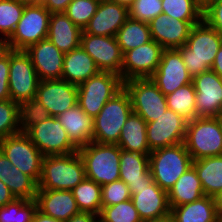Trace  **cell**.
<instances>
[{
  "mask_svg": "<svg viewBox=\"0 0 222 222\" xmlns=\"http://www.w3.org/2000/svg\"><path fill=\"white\" fill-rule=\"evenodd\" d=\"M221 46L222 34L202 20L192 26L186 44L177 48V50L193 78L211 70Z\"/></svg>",
  "mask_w": 222,
  "mask_h": 222,
  "instance_id": "6da1fadb",
  "label": "cell"
},
{
  "mask_svg": "<svg viewBox=\"0 0 222 222\" xmlns=\"http://www.w3.org/2000/svg\"><path fill=\"white\" fill-rule=\"evenodd\" d=\"M85 177V165L78 151L44 156L38 190H72Z\"/></svg>",
  "mask_w": 222,
  "mask_h": 222,
  "instance_id": "7a4b0ae2",
  "label": "cell"
},
{
  "mask_svg": "<svg viewBox=\"0 0 222 222\" xmlns=\"http://www.w3.org/2000/svg\"><path fill=\"white\" fill-rule=\"evenodd\" d=\"M192 164L193 159L184 142L156 149L149 154V169L153 181L167 192Z\"/></svg>",
  "mask_w": 222,
  "mask_h": 222,
  "instance_id": "3957f363",
  "label": "cell"
},
{
  "mask_svg": "<svg viewBox=\"0 0 222 222\" xmlns=\"http://www.w3.org/2000/svg\"><path fill=\"white\" fill-rule=\"evenodd\" d=\"M85 165L86 178L100 186L120 180V147L94 141L78 149Z\"/></svg>",
  "mask_w": 222,
  "mask_h": 222,
  "instance_id": "277c9868",
  "label": "cell"
},
{
  "mask_svg": "<svg viewBox=\"0 0 222 222\" xmlns=\"http://www.w3.org/2000/svg\"><path fill=\"white\" fill-rule=\"evenodd\" d=\"M132 112L130 96L123 87L93 119V141L101 144H117L121 130Z\"/></svg>",
  "mask_w": 222,
  "mask_h": 222,
  "instance_id": "5b68a950",
  "label": "cell"
},
{
  "mask_svg": "<svg viewBox=\"0 0 222 222\" xmlns=\"http://www.w3.org/2000/svg\"><path fill=\"white\" fill-rule=\"evenodd\" d=\"M193 160L222 155V130L216 117H196L187 123L184 140Z\"/></svg>",
  "mask_w": 222,
  "mask_h": 222,
  "instance_id": "8992f818",
  "label": "cell"
},
{
  "mask_svg": "<svg viewBox=\"0 0 222 222\" xmlns=\"http://www.w3.org/2000/svg\"><path fill=\"white\" fill-rule=\"evenodd\" d=\"M122 88L123 81L119 75L100 71L78 85V105L94 119Z\"/></svg>",
  "mask_w": 222,
  "mask_h": 222,
  "instance_id": "52a82bcc",
  "label": "cell"
},
{
  "mask_svg": "<svg viewBox=\"0 0 222 222\" xmlns=\"http://www.w3.org/2000/svg\"><path fill=\"white\" fill-rule=\"evenodd\" d=\"M133 112L146 122H153L168 110L165 95L150 78H132L123 82Z\"/></svg>",
  "mask_w": 222,
  "mask_h": 222,
  "instance_id": "ba28073f",
  "label": "cell"
},
{
  "mask_svg": "<svg viewBox=\"0 0 222 222\" xmlns=\"http://www.w3.org/2000/svg\"><path fill=\"white\" fill-rule=\"evenodd\" d=\"M0 151L10 160L12 165L32 177L37 183L39 182L44 155L25 132L1 139Z\"/></svg>",
  "mask_w": 222,
  "mask_h": 222,
  "instance_id": "9c48e42d",
  "label": "cell"
},
{
  "mask_svg": "<svg viewBox=\"0 0 222 222\" xmlns=\"http://www.w3.org/2000/svg\"><path fill=\"white\" fill-rule=\"evenodd\" d=\"M40 79L31 57L24 50H10L9 92L10 99L18 104L34 99Z\"/></svg>",
  "mask_w": 222,
  "mask_h": 222,
  "instance_id": "30bf717a",
  "label": "cell"
},
{
  "mask_svg": "<svg viewBox=\"0 0 222 222\" xmlns=\"http://www.w3.org/2000/svg\"><path fill=\"white\" fill-rule=\"evenodd\" d=\"M50 12L42 5H25L15 31L8 39L12 50H27L47 38Z\"/></svg>",
  "mask_w": 222,
  "mask_h": 222,
  "instance_id": "8fae6325",
  "label": "cell"
},
{
  "mask_svg": "<svg viewBox=\"0 0 222 222\" xmlns=\"http://www.w3.org/2000/svg\"><path fill=\"white\" fill-rule=\"evenodd\" d=\"M25 133L44 156L65 155L78 151L56 117L51 116L42 123L33 125Z\"/></svg>",
  "mask_w": 222,
  "mask_h": 222,
  "instance_id": "7c38bea8",
  "label": "cell"
},
{
  "mask_svg": "<svg viewBox=\"0 0 222 222\" xmlns=\"http://www.w3.org/2000/svg\"><path fill=\"white\" fill-rule=\"evenodd\" d=\"M188 120L168 109L157 120L147 123L146 134L150 151L183 143Z\"/></svg>",
  "mask_w": 222,
  "mask_h": 222,
  "instance_id": "4fadbf2b",
  "label": "cell"
},
{
  "mask_svg": "<svg viewBox=\"0 0 222 222\" xmlns=\"http://www.w3.org/2000/svg\"><path fill=\"white\" fill-rule=\"evenodd\" d=\"M80 46L93 58L100 71L121 77L123 53L116 37L82 33Z\"/></svg>",
  "mask_w": 222,
  "mask_h": 222,
  "instance_id": "5bb4252c",
  "label": "cell"
},
{
  "mask_svg": "<svg viewBox=\"0 0 222 222\" xmlns=\"http://www.w3.org/2000/svg\"><path fill=\"white\" fill-rule=\"evenodd\" d=\"M149 78L165 96L192 83L193 79L177 49L163 50L157 70Z\"/></svg>",
  "mask_w": 222,
  "mask_h": 222,
  "instance_id": "9a60e30c",
  "label": "cell"
},
{
  "mask_svg": "<svg viewBox=\"0 0 222 222\" xmlns=\"http://www.w3.org/2000/svg\"><path fill=\"white\" fill-rule=\"evenodd\" d=\"M35 99L57 117L78 104V85L63 79L41 80Z\"/></svg>",
  "mask_w": 222,
  "mask_h": 222,
  "instance_id": "2e32d148",
  "label": "cell"
},
{
  "mask_svg": "<svg viewBox=\"0 0 222 222\" xmlns=\"http://www.w3.org/2000/svg\"><path fill=\"white\" fill-rule=\"evenodd\" d=\"M164 48L153 39L123 54L122 81L132 78H149L161 60Z\"/></svg>",
  "mask_w": 222,
  "mask_h": 222,
  "instance_id": "e0dca14e",
  "label": "cell"
},
{
  "mask_svg": "<svg viewBox=\"0 0 222 222\" xmlns=\"http://www.w3.org/2000/svg\"><path fill=\"white\" fill-rule=\"evenodd\" d=\"M196 117H216L222 112V78L212 70L193 77Z\"/></svg>",
  "mask_w": 222,
  "mask_h": 222,
  "instance_id": "ac0fdd59",
  "label": "cell"
},
{
  "mask_svg": "<svg viewBox=\"0 0 222 222\" xmlns=\"http://www.w3.org/2000/svg\"><path fill=\"white\" fill-rule=\"evenodd\" d=\"M201 21H181L160 14L149 23L151 38L164 49H177L186 44L193 25Z\"/></svg>",
  "mask_w": 222,
  "mask_h": 222,
  "instance_id": "d6986e66",
  "label": "cell"
},
{
  "mask_svg": "<svg viewBox=\"0 0 222 222\" xmlns=\"http://www.w3.org/2000/svg\"><path fill=\"white\" fill-rule=\"evenodd\" d=\"M41 80L61 79L64 53L48 38L42 39L25 50Z\"/></svg>",
  "mask_w": 222,
  "mask_h": 222,
  "instance_id": "ffe728a7",
  "label": "cell"
},
{
  "mask_svg": "<svg viewBox=\"0 0 222 222\" xmlns=\"http://www.w3.org/2000/svg\"><path fill=\"white\" fill-rule=\"evenodd\" d=\"M128 18L127 7L110 0H101L96 13L82 33L116 37L119 28Z\"/></svg>",
  "mask_w": 222,
  "mask_h": 222,
  "instance_id": "44dd1931",
  "label": "cell"
},
{
  "mask_svg": "<svg viewBox=\"0 0 222 222\" xmlns=\"http://www.w3.org/2000/svg\"><path fill=\"white\" fill-rule=\"evenodd\" d=\"M131 200L142 221L170 215L168 192L154 181L142 189H135L131 194Z\"/></svg>",
  "mask_w": 222,
  "mask_h": 222,
  "instance_id": "7402d4cb",
  "label": "cell"
},
{
  "mask_svg": "<svg viewBox=\"0 0 222 222\" xmlns=\"http://www.w3.org/2000/svg\"><path fill=\"white\" fill-rule=\"evenodd\" d=\"M37 210L54 219L67 221L80 213L72 190H37Z\"/></svg>",
  "mask_w": 222,
  "mask_h": 222,
  "instance_id": "603a6c76",
  "label": "cell"
},
{
  "mask_svg": "<svg viewBox=\"0 0 222 222\" xmlns=\"http://www.w3.org/2000/svg\"><path fill=\"white\" fill-rule=\"evenodd\" d=\"M120 180L124 181L131 192L142 189L153 182L149 169V154L120 149Z\"/></svg>",
  "mask_w": 222,
  "mask_h": 222,
  "instance_id": "cb8c5ba5",
  "label": "cell"
},
{
  "mask_svg": "<svg viewBox=\"0 0 222 222\" xmlns=\"http://www.w3.org/2000/svg\"><path fill=\"white\" fill-rule=\"evenodd\" d=\"M72 142L80 149L93 141L94 120L77 104L56 117Z\"/></svg>",
  "mask_w": 222,
  "mask_h": 222,
  "instance_id": "d4e9b609",
  "label": "cell"
},
{
  "mask_svg": "<svg viewBox=\"0 0 222 222\" xmlns=\"http://www.w3.org/2000/svg\"><path fill=\"white\" fill-rule=\"evenodd\" d=\"M83 30L65 13H51L47 38L64 54L80 46Z\"/></svg>",
  "mask_w": 222,
  "mask_h": 222,
  "instance_id": "484cf974",
  "label": "cell"
},
{
  "mask_svg": "<svg viewBox=\"0 0 222 222\" xmlns=\"http://www.w3.org/2000/svg\"><path fill=\"white\" fill-rule=\"evenodd\" d=\"M99 72L93 58L81 46L64 54L61 79L79 85Z\"/></svg>",
  "mask_w": 222,
  "mask_h": 222,
  "instance_id": "4316f807",
  "label": "cell"
},
{
  "mask_svg": "<svg viewBox=\"0 0 222 222\" xmlns=\"http://www.w3.org/2000/svg\"><path fill=\"white\" fill-rule=\"evenodd\" d=\"M170 209L173 222H219L212 196L205 195L199 200Z\"/></svg>",
  "mask_w": 222,
  "mask_h": 222,
  "instance_id": "83f0119b",
  "label": "cell"
},
{
  "mask_svg": "<svg viewBox=\"0 0 222 222\" xmlns=\"http://www.w3.org/2000/svg\"><path fill=\"white\" fill-rule=\"evenodd\" d=\"M147 123L134 112L127 118L117 145L120 149L140 154H150L146 134Z\"/></svg>",
  "mask_w": 222,
  "mask_h": 222,
  "instance_id": "f1b7e54d",
  "label": "cell"
},
{
  "mask_svg": "<svg viewBox=\"0 0 222 222\" xmlns=\"http://www.w3.org/2000/svg\"><path fill=\"white\" fill-rule=\"evenodd\" d=\"M205 196L200 179L193 166L184 172L168 191L170 207L188 204Z\"/></svg>",
  "mask_w": 222,
  "mask_h": 222,
  "instance_id": "f546056e",
  "label": "cell"
},
{
  "mask_svg": "<svg viewBox=\"0 0 222 222\" xmlns=\"http://www.w3.org/2000/svg\"><path fill=\"white\" fill-rule=\"evenodd\" d=\"M192 166L206 196L215 197L222 192V155L193 160Z\"/></svg>",
  "mask_w": 222,
  "mask_h": 222,
  "instance_id": "4dcf8cb0",
  "label": "cell"
},
{
  "mask_svg": "<svg viewBox=\"0 0 222 222\" xmlns=\"http://www.w3.org/2000/svg\"><path fill=\"white\" fill-rule=\"evenodd\" d=\"M116 39L123 54L152 40L148 23L130 18L119 28Z\"/></svg>",
  "mask_w": 222,
  "mask_h": 222,
  "instance_id": "1f68e13d",
  "label": "cell"
},
{
  "mask_svg": "<svg viewBox=\"0 0 222 222\" xmlns=\"http://www.w3.org/2000/svg\"><path fill=\"white\" fill-rule=\"evenodd\" d=\"M72 193L80 212L99 216L102 208L101 186L99 184L85 177L72 189Z\"/></svg>",
  "mask_w": 222,
  "mask_h": 222,
  "instance_id": "d6a6232c",
  "label": "cell"
},
{
  "mask_svg": "<svg viewBox=\"0 0 222 222\" xmlns=\"http://www.w3.org/2000/svg\"><path fill=\"white\" fill-rule=\"evenodd\" d=\"M168 109L185 117L188 121L196 118V92L193 82L165 96Z\"/></svg>",
  "mask_w": 222,
  "mask_h": 222,
  "instance_id": "836d02e7",
  "label": "cell"
},
{
  "mask_svg": "<svg viewBox=\"0 0 222 222\" xmlns=\"http://www.w3.org/2000/svg\"><path fill=\"white\" fill-rule=\"evenodd\" d=\"M9 188L15 198L35 199L38 183L29 175L21 172L14 165L5 174V181H2Z\"/></svg>",
  "mask_w": 222,
  "mask_h": 222,
  "instance_id": "e575fe53",
  "label": "cell"
},
{
  "mask_svg": "<svg viewBox=\"0 0 222 222\" xmlns=\"http://www.w3.org/2000/svg\"><path fill=\"white\" fill-rule=\"evenodd\" d=\"M36 211L35 199L15 198L12 202L0 207V222H33Z\"/></svg>",
  "mask_w": 222,
  "mask_h": 222,
  "instance_id": "d590c367",
  "label": "cell"
},
{
  "mask_svg": "<svg viewBox=\"0 0 222 222\" xmlns=\"http://www.w3.org/2000/svg\"><path fill=\"white\" fill-rule=\"evenodd\" d=\"M162 13L181 21L203 20V9L195 0H162Z\"/></svg>",
  "mask_w": 222,
  "mask_h": 222,
  "instance_id": "8d00e7d4",
  "label": "cell"
},
{
  "mask_svg": "<svg viewBox=\"0 0 222 222\" xmlns=\"http://www.w3.org/2000/svg\"><path fill=\"white\" fill-rule=\"evenodd\" d=\"M25 9L18 0H0V36L11 37Z\"/></svg>",
  "mask_w": 222,
  "mask_h": 222,
  "instance_id": "74e56055",
  "label": "cell"
},
{
  "mask_svg": "<svg viewBox=\"0 0 222 222\" xmlns=\"http://www.w3.org/2000/svg\"><path fill=\"white\" fill-rule=\"evenodd\" d=\"M51 115L35 98L19 104V129L26 132L33 125L42 123Z\"/></svg>",
  "mask_w": 222,
  "mask_h": 222,
  "instance_id": "f35d334b",
  "label": "cell"
},
{
  "mask_svg": "<svg viewBox=\"0 0 222 222\" xmlns=\"http://www.w3.org/2000/svg\"><path fill=\"white\" fill-rule=\"evenodd\" d=\"M99 222H142L131 199L118 204L102 207Z\"/></svg>",
  "mask_w": 222,
  "mask_h": 222,
  "instance_id": "ab89813d",
  "label": "cell"
},
{
  "mask_svg": "<svg viewBox=\"0 0 222 222\" xmlns=\"http://www.w3.org/2000/svg\"><path fill=\"white\" fill-rule=\"evenodd\" d=\"M101 0H72L65 10V14L80 29L88 25L92 16L96 13Z\"/></svg>",
  "mask_w": 222,
  "mask_h": 222,
  "instance_id": "60d3db41",
  "label": "cell"
},
{
  "mask_svg": "<svg viewBox=\"0 0 222 222\" xmlns=\"http://www.w3.org/2000/svg\"><path fill=\"white\" fill-rule=\"evenodd\" d=\"M19 132V104L11 99L0 101V140Z\"/></svg>",
  "mask_w": 222,
  "mask_h": 222,
  "instance_id": "b9f144b4",
  "label": "cell"
},
{
  "mask_svg": "<svg viewBox=\"0 0 222 222\" xmlns=\"http://www.w3.org/2000/svg\"><path fill=\"white\" fill-rule=\"evenodd\" d=\"M128 13L130 19L149 23L162 14V0H135Z\"/></svg>",
  "mask_w": 222,
  "mask_h": 222,
  "instance_id": "7bdbcfd3",
  "label": "cell"
},
{
  "mask_svg": "<svg viewBox=\"0 0 222 222\" xmlns=\"http://www.w3.org/2000/svg\"><path fill=\"white\" fill-rule=\"evenodd\" d=\"M129 199H131V192L128 185L122 180L101 186L102 207L112 206Z\"/></svg>",
  "mask_w": 222,
  "mask_h": 222,
  "instance_id": "ee69618b",
  "label": "cell"
},
{
  "mask_svg": "<svg viewBox=\"0 0 222 222\" xmlns=\"http://www.w3.org/2000/svg\"><path fill=\"white\" fill-rule=\"evenodd\" d=\"M203 20L222 33V0H216L203 10Z\"/></svg>",
  "mask_w": 222,
  "mask_h": 222,
  "instance_id": "f6af8a7d",
  "label": "cell"
},
{
  "mask_svg": "<svg viewBox=\"0 0 222 222\" xmlns=\"http://www.w3.org/2000/svg\"><path fill=\"white\" fill-rule=\"evenodd\" d=\"M9 68H10V51L0 58V101L9 100Z\"/></svg>",
  "mask_w": 222,
  "mask_h": 222,
  "instance_id": "bcb514c9",
  "label": "cell"
},
{
  "mask_svg": "<svg viewBox=\"0 0 222 222\" xmlns=\"http://www.w3.org/2000/svg\"><path fill=\"white\" fill-rule=\"evenodd\" d=\"M72 0H43L42 5L50 13H64Z\"/></svg>",
  "mask_w": 222,
  "mask_h": 222,
  "instance_id": "7dc6e473",
  "label": "cell"
},
{
  "mask_svg": "<svg viewBox=\"0 0 222 222\" xmlns=\"http://www.w3.org/2000/svg\"><path fill=\"white\" fill-rule=\"evenodd\" d=\"M15 196L10 192L7 185L0 180V207L5 206L7 203L12 202Z\"/></svg>",
  "mask_w": 222,
  "mask_h": 222,
  "instance_id": "c3c4849f",
  "label": "cell"
},
{
  "mask_svg": "<svg viewBox=\"0 0 222 222\" xmlns=\"http://www.w3.org/2000/svg\"><path fill=\"white\" fill-rule=\"evenodd\" d=\"M65 222H99V216L92 213L80 212Z\"/></svg>",
  "mask_w": 222,
  "mask_h": 222,
  "instance_id": "681fc988",
  "label": "cell"
},
{
  "mask_svg": "<svg viewBox=\"0 0 222 222\" xmlns=\"http://www.w3.org/2000/svg\"><path fill=\"white\" fill-rule=\"evenodd\" d=\"M12 163L10 160L0 151V180L5 181V174L8 169H11Z\"/></svg>",
  "mask_w": 222,
  "mask_h": 222,
  "instance_id": "f907efd6",
  "label": "cell"
},
{
  "mask_svg": "<svg viewBox=\"0 0 222 222\" xmlns=\"http://www.w3.org/2000/svg\"><path fill=\"white\" fill-rule=\"evenodd\" d=\"M211 70L222 78V46L216 54L215 60L211 66Z\"/></svg>",
  "mask_w": 222,
  "mask_h": 222,
  "instance_id": "816d5d0a",
  "label": "cell"
},
{
  "mask_svg": "<svg viewBox=\"0 0 222 222\" xmlns=\"http://www.w3.org/2000/svg\"><path fill=\"white\" fill-rule=\"evenodd\" d=\"M33 222H64V221L54 219L50 216L42 214L40 211L37 210L34 214Z\"/></svg>",
  "mask_w": 222,
  "mask_h": 222,
  "instance_id": "f5cc1de1",
  "label": "cell"
},
{
  "mask_svg": "<svg viewBox=\"0 0 222 222\" xmlns=\"http://www.w3.org/2000/svg\"><path fill=\"white\" fill-rule=\"evenodd\" d=\"M216 204V215L219 222H222V192L217 194L215 197Z\"/></svg>",
  "mask_w": 222,
  "mask_h": 222,
  "instance_id": "db71d44e",
  "label": "cell"
},
{
  "mask_svg": "<svg viewBox=\"0 0 222 222\" xmlns=\"http://www.w3.org/2000/svg\"><path fill=\"white\" fill-rule=\"evenodd\" d=\"M10 50L8 39L0 36V58L4 57Z\"/></svg>",
  "mask_w": 222,
  "mask_h": 222,
  "instance_id": "11a10c76",
  "label": "cell"
},
{
  "mask_svg": "<svg viewBox=\"0 0 222 222\" xmlns=\"http://www.w3.org/2000/svg\"><path fill=\"white\" fill-rule=\"evenodd\" d=\"M142 222H173V219H172L171 215H167L162 218L146 220V221H142Z\"/></svg>",
  "mask_w": 222,
  "mask_h": 222,
  "instance_id": "9f6ffc18",
  "label": "cell"
},
{
  "mask_svg": "<svg viewBox=\"0 0 222 222\" xmlns=\"http://www.w3.org/2000/svg\"><path fill=\"white\" fill-rule=\"evenodd\" d=\"M216 0H195V2L204 10L209 4Z\"/></svg>",
  "mask_w": 222,
  "mask_h": 222,
  "instance_id": "6f0895ef",
  "label": "cell"
},
{
  "mask_svg": "<svg viewBox=\"0 0 222 222\" xmlns=\"http://www.w3.org/2000/svg\"><path fill=\"white\" fill-rule=\"evenodd\" d=\"M110 1L116 2L119 5H123L127 8H129L135 0H110Z\"/></svg>",
  "mask_w": 222,
  "mask_h": 222,
  "instance_id": "680465c9",
  "label": "cell"
},
{
  "mask_svg": "<svg viewBox=\"0 0 222 222\" xmlns=\"http://www.w3.org/2000/svg\"><path fill=\"white\" fill-rule=\"evenodd\" d=\"M20 3L25 5H40L43 0H18Z\"/></svg>",
  "mask_w": 222,
  "mask_h": 222,
  "instance_id": "91938a15",
  "label": "cell"
},
{
  "mask_svg": "<svg viewBox=\"0 0 222 222\" xmlns=\"http://www.w3.org/2000/svg\"><path fill=\"white\" fill-rule=\"evenodd\" d=\"M216 118L218 119L219 123H220V126H221V130H222V112H220Z\"/></svg>",
  "mask_w": 222,
  "mask_h": 222,
  "instance_id": "94428289",
  "label": "cell"
}]
</instances>
